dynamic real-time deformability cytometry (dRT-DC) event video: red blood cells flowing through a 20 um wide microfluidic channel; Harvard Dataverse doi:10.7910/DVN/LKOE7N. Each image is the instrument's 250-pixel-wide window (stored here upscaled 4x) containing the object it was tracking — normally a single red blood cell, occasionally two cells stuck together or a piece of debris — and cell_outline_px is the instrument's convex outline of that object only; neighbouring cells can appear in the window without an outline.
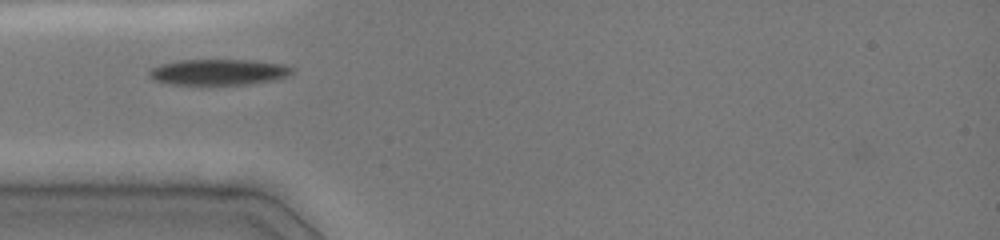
{"species": "common noctule bat (a hibernating species)", "species_latin": "Nyctalus noctula", "temperature_condition": "cold", "stored_images_in_passage": 30, "camera_frame_rate_fps": 3000, "um_per_image_px": 0.085, "animal": {"sex": "female", "body_mass_g": 19.0, "forearm_length_mm": 51.5}, "frame": {"image": 1, "passage_image": 1, "time_ms": 0.0, "image_size_px": [1000, 240], "cell_outline_px": [[292, 72], [288, 76], [272, 80], [248, 84], [200, 88], [172, 84], [152, 80], [148, 76], [148, 72], [152, 68], [160, 64], [180, 60], [252, 60], [284, 64], [292, 68]], "centroid_in_image_um": [18.5, 6.17], "position_along_channel_um": 66.5, "area_um2": 22.54}}
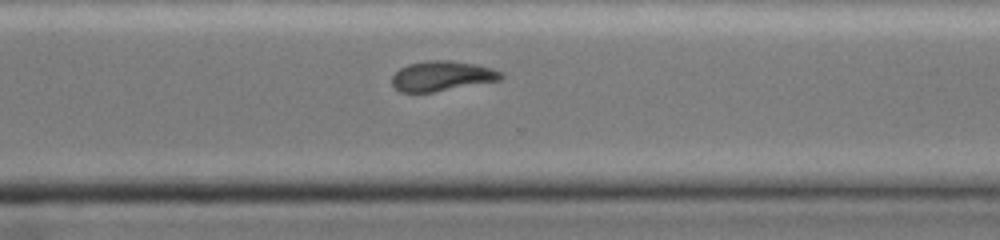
{"frame": {"image": 2, "passage_image": 21, "time_ms": 6.667, "image_size_px": [1000, 240], "cell_outline_px": [[504, 76], [500, 80], [432, 92], [400, 92], [392, 84], [392, 76], [400, 68], [408, 64], [432, 60], [448, 60], [476, 64], [492, 68], [504, 72]], "centroid_in_image_um": [37.59, 6.45], "position_along_channel_um": 333.0, "area_um2": 18.96}}
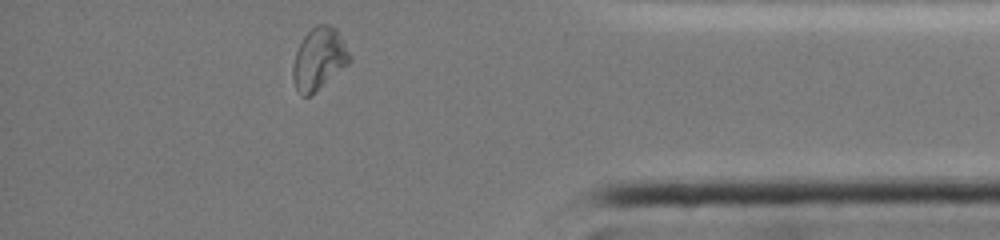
{"frame": {"image": 3, "passage_image": 28, "time_ms": 9.0, "image_size_px": [1000, 240], "cell_outline_px": [[352, 60], [348, 64], [312, 96], [300, 96], [292, 80], [292, 68], [296, 52], [304, 36], [316, 24], [328, 24], [336, 28], [352, 56]], "centroid_in_image_um": [27.12, 5.03], "position_along_channel_um": 408.1, "area_um2": 20.69}, "authors_computed_cell_mechanics": {"area_um2": 21.2126, "velocity_mm_per_s": 3.9919, "shape_relaxation_time_tau1_ms": 9.8725, "shape_relaxation_time_tau2_ms": null, "deformation_change_tau1": 0.178, "deformation_change_tau2": null}}